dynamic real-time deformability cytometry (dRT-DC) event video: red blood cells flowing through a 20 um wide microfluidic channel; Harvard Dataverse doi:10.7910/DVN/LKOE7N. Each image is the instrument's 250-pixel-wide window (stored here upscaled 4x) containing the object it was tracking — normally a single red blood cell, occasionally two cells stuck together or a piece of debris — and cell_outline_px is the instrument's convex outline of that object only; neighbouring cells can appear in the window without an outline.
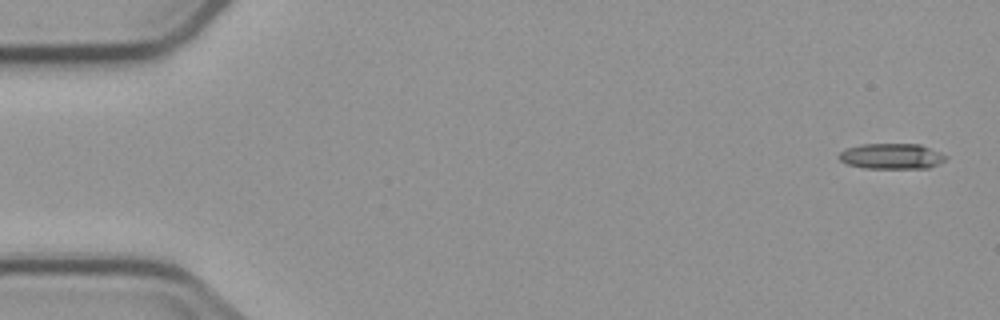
{"species": "common noctule bat (a hibernating species)", "species_latin": "Nyctalus noctula", "temperature_condition": "cold", "stored_images_in_passage": 4, "camera_frame_rate_fps": 3000, "um_per_image_px": 0.085, "animal": {"sex": "male", "body_mass_g": 23.1, "forearm_length_mm": 52.7}, "frame": {"image": 1, "passage_image": 1, "time_ms": 0.0, "image_size_px": [1000, 320], "cell_outline_px": [[948, 156], [944, 160], [928, 168], [868, 168], [848, 164], [840, 160], [840, 152], [844, 148], [860, 144], [920, 144]], "centroid_in_image_um": [75.76, 13.27], "position_along_channel_um": 9.2, "area_um2": 15.72}}
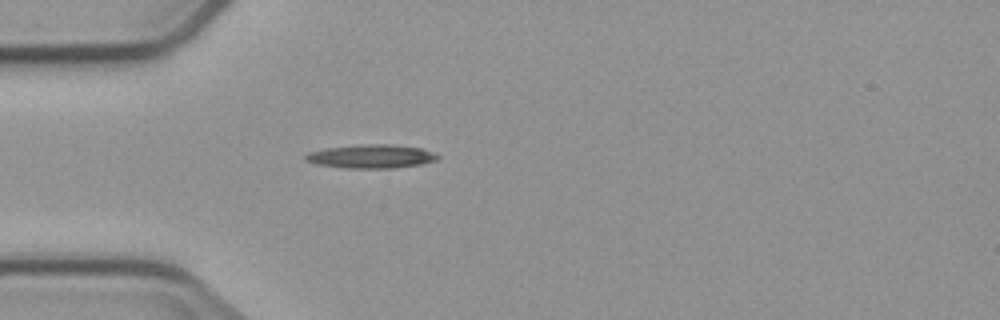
{"frame": {"image": 2, "passage_image": 4, "time_ms": 4.667, "image_size_px": [1000, 320], "cell_outline_px": [[440, 156], [436, 160], [424, 164], [396, 168], [344, 168], [316, 164], [304, 160], [304, 156], [308, 152], [328, 148], [360, 144], [388, 144], [420, 148], [432, 152]], "centroid_in_image_um": [31.55, 13.3], "position_along_channel_um": 53.5, "area_um2": 18.26}}